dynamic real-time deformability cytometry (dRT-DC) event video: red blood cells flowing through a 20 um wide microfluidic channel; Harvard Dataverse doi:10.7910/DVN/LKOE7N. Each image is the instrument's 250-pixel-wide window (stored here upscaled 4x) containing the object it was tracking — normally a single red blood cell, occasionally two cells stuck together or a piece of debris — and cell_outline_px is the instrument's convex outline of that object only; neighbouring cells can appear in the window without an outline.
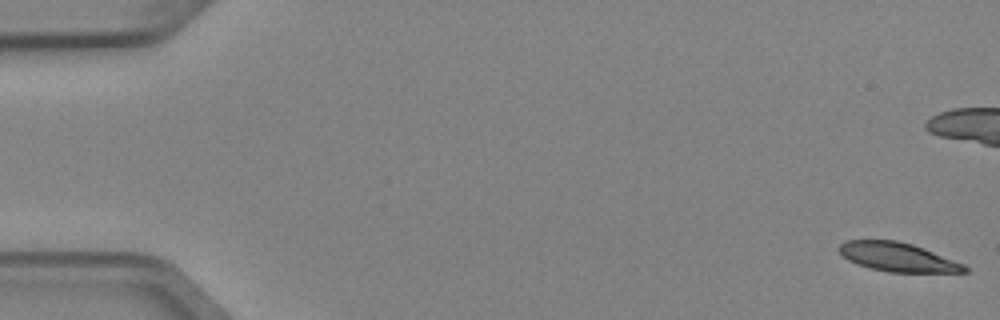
{"species": "Egyptian fruit bat (a non-hibernating species)", "species_latin": "Rousettus aegyptiacus", "temperature_condition": "cold", "stored_images_in_passage": 7, "camera_frame_rate_fps": 3000, "um_per_image_px": 0.085, "animal": {"sex": "female"}, "frame": {"image": 1, "passage_image": 1, "time_ms": 0.0, "image_size_px": [1000, 320], "cell_outline_px": [[968, 272], [888, 272], [868, 268], [848, 260], [840, 252], [840, 244], [844, 240], [896, 240], [912, 244], [924, 248], [964, 264], [968, 268]], "centroid_in_image_um": [76.31, 21.85], "position_along_channel_um": 8.7, "area_um2": 21.04}}